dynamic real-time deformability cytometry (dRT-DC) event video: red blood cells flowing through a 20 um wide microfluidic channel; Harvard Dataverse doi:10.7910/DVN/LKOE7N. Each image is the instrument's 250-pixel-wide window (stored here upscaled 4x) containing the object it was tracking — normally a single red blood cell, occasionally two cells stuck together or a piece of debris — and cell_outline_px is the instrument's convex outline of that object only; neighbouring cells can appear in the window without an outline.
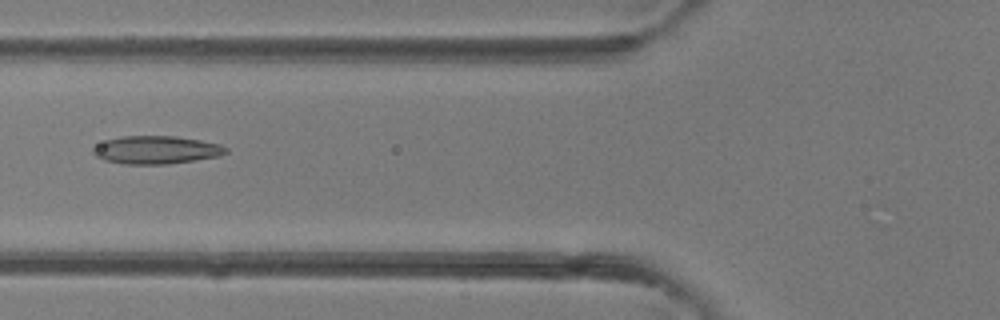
{"species": "common noctule bat (a hibernating species)", "species_latin": "Nyctalus noctula", "temperature_condition": "room temperature", "stored_images_in_passage": 6, "camera_frame_rate_fps": 3000, "um_per_image_px": 0.085, "animal": {"sex": "female"}, "frame": {"image": 1, "passage_image": 5, "time_ms": 5.333, "image_size_px": [1000, 320], "cell_outline_px": [[228, 152], [220, 156], [196, 160], [168, 164], [124, 164], [104, 160], [96, 156], [92, 152], [92, 148], [104, 140], [120, 136], [176, 136], [200, 140], [220, 144], [228, 148]], "centroid_in_image_um": [13.28, 12.74], "position_along_channel_um": 112.5, "area_um2": 21.85}}
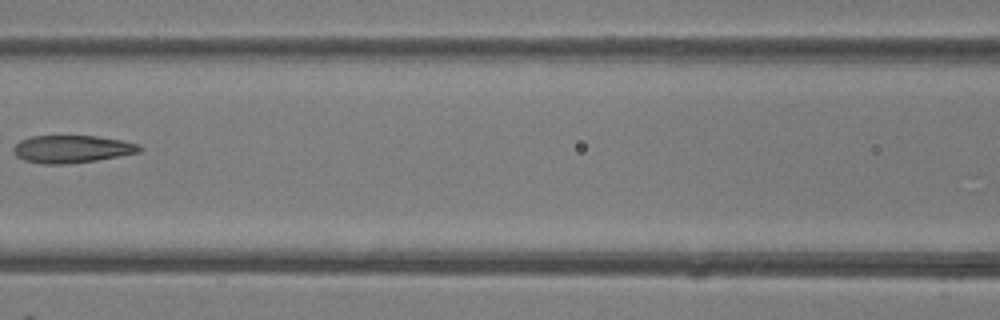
{"frame": {"image": 2, "passage_image": 6, "time_ms": 6.333, "image_size_px": [1000, 320], "cell_outline_px": [[144, 148], [140, 152], [96, 160], [64, 164], [44, 164], [24, 160], [16, 156], [12, 148], [20, 140], [32, 136], [96, 136], [120, 140], [140, 144]], "centroid_in_image_um": [6.12, 12.66], "position_along_channel_um": 160.5, "area_um2": 20.17}}